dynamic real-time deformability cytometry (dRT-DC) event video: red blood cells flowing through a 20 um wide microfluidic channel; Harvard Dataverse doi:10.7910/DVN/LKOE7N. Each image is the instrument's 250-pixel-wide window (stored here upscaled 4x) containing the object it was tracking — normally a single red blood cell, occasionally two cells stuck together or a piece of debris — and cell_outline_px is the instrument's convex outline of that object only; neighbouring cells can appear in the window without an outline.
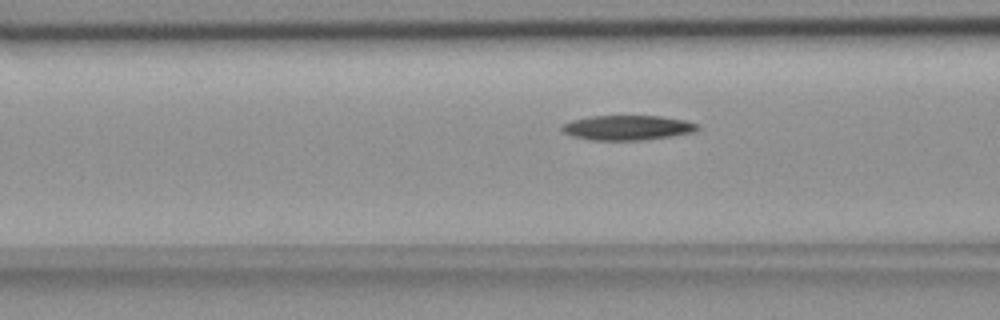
{"species": "common noctule bat (a hibernating species)", "species_latin": "Nyctalus noctula", "temperature_condition": "room temperature", "stored_images_in_passage": 55, "camera_frame_rate_fps": 3000, "um_per_image_px": 0.085, "animal": {"sex": "female", "body_mass_g": 18.4}, "frame": {"image": 1, "passage_image": 21, "time_ms": 6.667, "image_size_px": [1000, 320], "cell_outline_px": [[700, 128], [696, 132], [672, 136], [640, 140], [588, 140], [572, 136], [564, 132], [560, 128], [564, 124], [572, 120], [588, 116], [660, 116], [684, 120], [700, 124]], "centroid_in_image_um": [53.36, 10.85], "position_along_channel_um": 113.2, "area_um2": 19.71}}
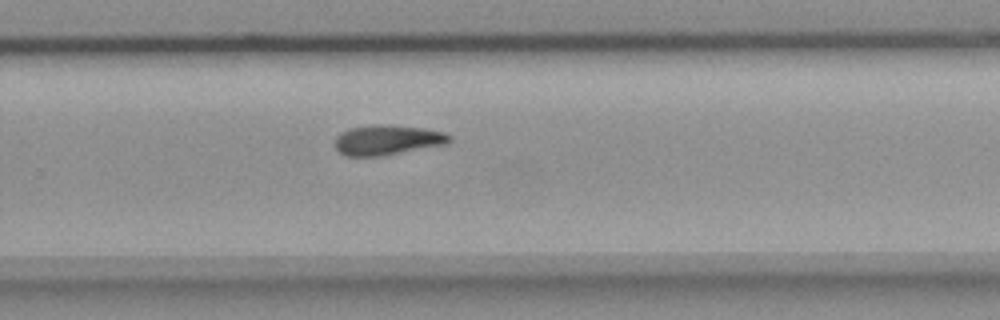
{"frame": {"image": 2, "passage_image": 36, "time_ms": 11.667, "image_size_px": [1000, 320], "cell_outline_px": [[452, 140], [448, 144], [384, 156], [344, 156], [336, 148], [336, 136], [340, 132], [348, 128], [380, 124], [424, 128], [444, 132], [452, 136]], "centroid_in_image_um": [32.96, 11.91], "position_along_channel_um": 296.8, "area_um2": 20.23}}
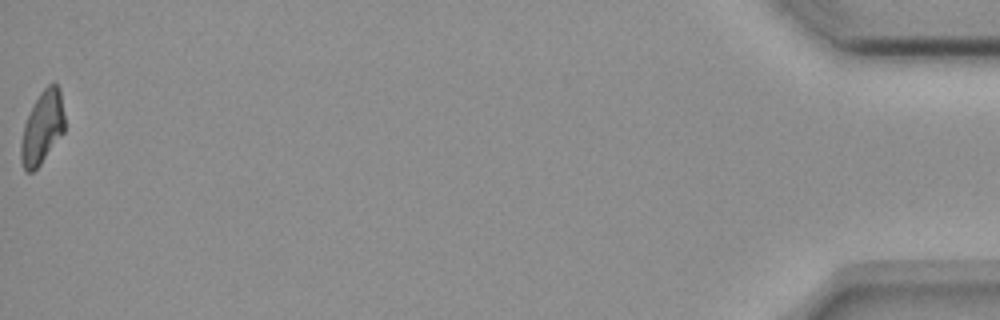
{"frame": {"image": 3, "passage_image": 55, "time_ms": 18.0, "image_size_px": [1000, 320], "cell_outline_px": [[64, 132], [40, 164], [32, 172], [24, 172], [20, 160], [20, 144], [24, 124], [40, 92], [52, 80], [60, 88], [64, 116]], "centroid_in_image_um": [3.58, 10.85], "position_along_channel_um": 431.6, "area_um2": 18.5}, "authors_computed_cell_mechanics": {"area_um2": 19.5364, "velocity_mm_per_s": 3.6852, "shape_relaxation_time_tau1_ms": 9.7874, "shape_relaxation_time_tau2_ms": null, "deformation_change_tau1": 0.2104, "deformation_change_tau2": null}}